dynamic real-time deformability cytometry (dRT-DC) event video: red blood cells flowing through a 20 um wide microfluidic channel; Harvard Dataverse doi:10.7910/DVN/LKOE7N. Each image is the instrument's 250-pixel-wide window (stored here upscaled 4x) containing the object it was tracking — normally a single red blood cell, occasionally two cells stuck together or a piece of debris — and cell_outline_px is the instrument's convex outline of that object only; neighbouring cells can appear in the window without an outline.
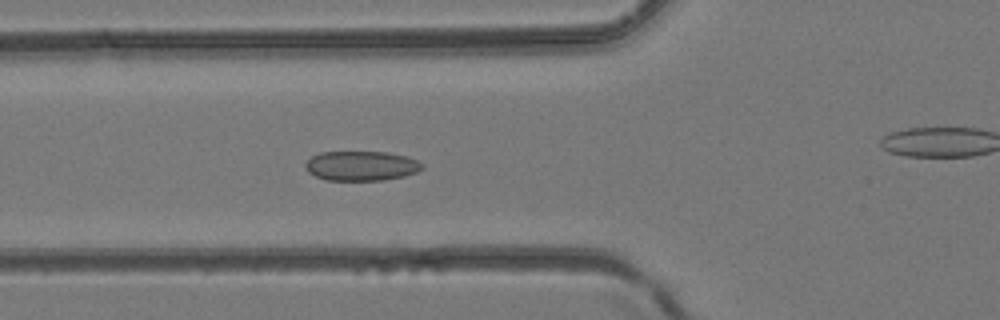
{"species": "common noctule bat (a hibernating species)", "species_latin": "Nyctalus noctula", "temperature_condition": "room temperature", "stored_images_in_passage": 39, "camera_frame_rate_fps": 3000, "um_per_image_px": 0.085, "animal": {"sex": "female", "body_mass_g": 24.6, "forearm_length_mm": 56.2}, "frame": {"image": 1, "passage_image": 12, "time_ms": 3.667, "image_size_px": [1000, 320], "cell_outline_px": [[424, 168], [416, 172], [404, 176], [384, 180], [328, 180], [316, 176], [308, 172], [304, 164], [312, 156], [320, 152], [388, 152], [408, 156], [424, 164]], "centroid_in_image_um": [30.74, 14.09], "position_along_channel_um": 95.1, "area_um2": 20.23}}
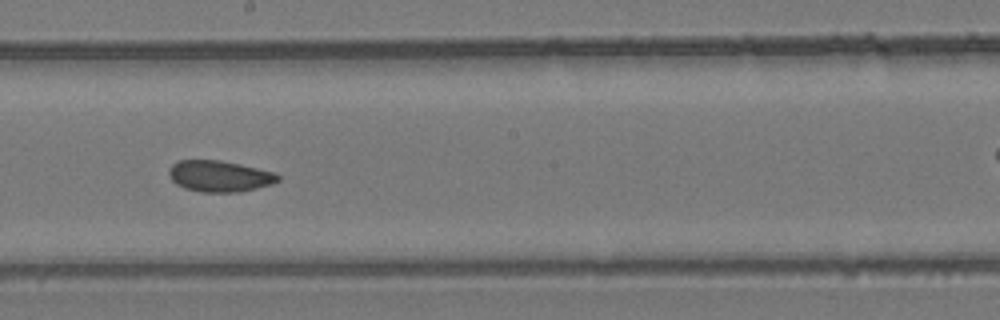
{"frame": {"image": 2, "passage_image": 20, "time_ms": 6.333, "image_size_px": [1000, 320], "cell_outline_px": [[280, 180], [272, 184], [240, 192], [200, 192], [184, 188], [176, 184], [168, 176], [168, 168], [172, 164], [180, 160], [220, 160], [240, 164], [276, 172], [280, 176]], "centroid_in_image_um": [18.65, 14.97], "position_along_channel_um": 229.5, "area_um2": 20.06}}
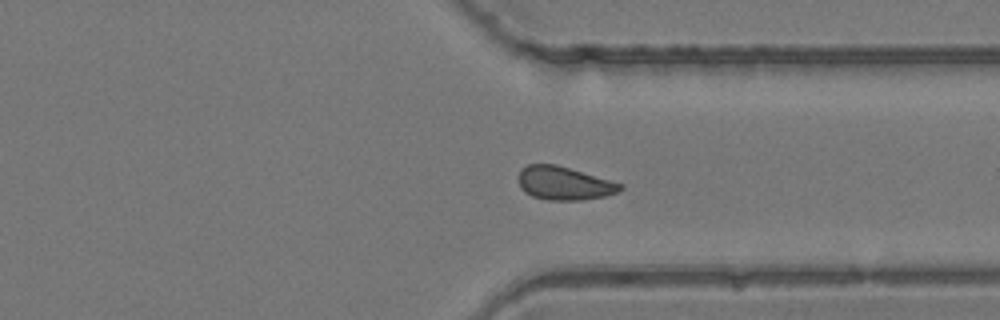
{"frame": {"image": 3, "passage_image": 28, "time_ms": 9.0, "image_size_px": [1000, 320], "cell_outline_px": [[624, 188], [616, 192], [604, 196], [580, 200], [548, 200], [532, 196], [524, 192], [520, 188], [520, 168], [528, 164], [556, 164], [624, 184]], "centroid_in_image_um": [47.94, 15.57], "position_along_channel_um": 363.5, "area_um2": 19.71}}